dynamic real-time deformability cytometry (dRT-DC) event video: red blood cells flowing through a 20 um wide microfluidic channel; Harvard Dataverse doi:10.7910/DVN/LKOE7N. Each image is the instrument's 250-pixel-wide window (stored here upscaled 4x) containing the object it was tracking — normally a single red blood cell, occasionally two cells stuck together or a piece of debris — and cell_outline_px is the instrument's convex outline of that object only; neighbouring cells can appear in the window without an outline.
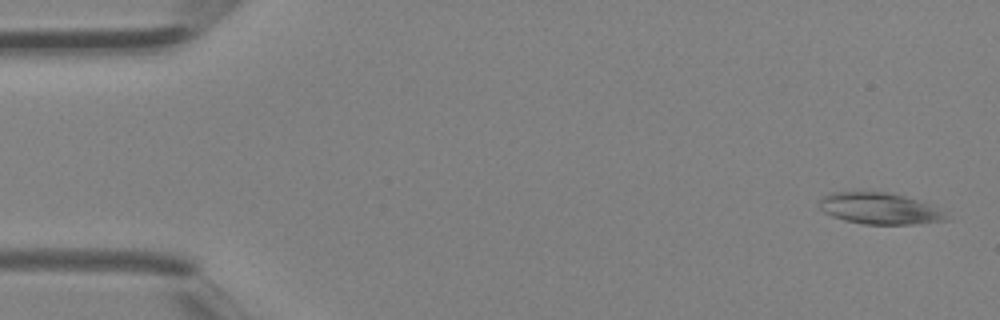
{"species": "Egyptian fruit bat (a non-hibernating species)", "species_latin": "Rousettus aegyptiacus", "temperature_condition": "room temperature", "stored_images_in_passage": 4, "camera_frame_rate_fps": 3000, "um_per_image_px": 0.085, "animal": {"sex": "female"}, "frame": {"image": 1, "passage_image": 1, "time_ms": 0.0, "image_size_px": [1000, 320], "cell_outline_px": [[952, 220], [912, 224], [864, 224], [844, 220], [832, 216], [824, 212], [820, 208], [820, 200], [824, 196], [832, 192], [892, 192], [928, 204], [944, 212]], "centroid_in_image_um": [74.78, 17.73], "position_along_channel_um": 10.2, "area_um2": 23.06}}
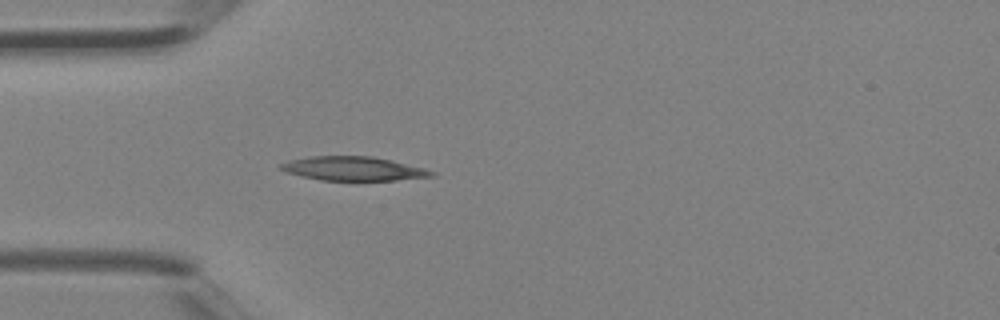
{"frame": {"image": 2, "passage_image": 4, "time_ms": 1.0, "image_size_px": [1000, 320], "cell_outline_px": [[436, 176], [396, 180], [320, 180], [288, 172], [280, 168], [280, 164], [288, 160], [308, 156], [372, 156], [392, 160], [424, 168], [436, 172]], "centroid_in_image_um": [30.07, 14.32], "position_along_channel_um": 54.9, "area_um2": 20.98}}